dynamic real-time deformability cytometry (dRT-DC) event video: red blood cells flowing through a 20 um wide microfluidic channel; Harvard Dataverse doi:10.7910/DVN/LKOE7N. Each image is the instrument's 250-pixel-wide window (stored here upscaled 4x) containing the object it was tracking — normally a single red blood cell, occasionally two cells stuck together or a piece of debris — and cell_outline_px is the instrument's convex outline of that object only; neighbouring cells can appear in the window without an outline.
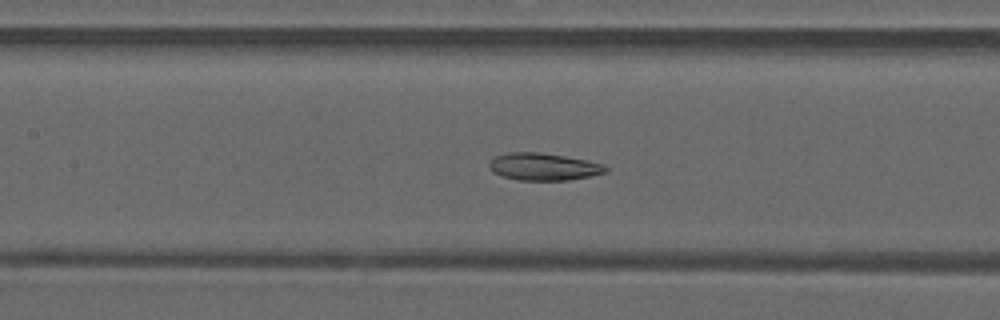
{"species": "common noctule bat (a hibernating species)", "species_latin": "Nyctalus noctula", "temperature_condition": "warm", "stored_images_in_passage": 48, "camera_frame_rate_fps": 3000, "um_per_image_px": 0.085, "animal": {"sex": "male", "forearm_length_mm": 52.5}, "frame": {"image": 1, "passage_image": 22, "time_ms": 7.0, "image_size_px": [1000, 320], "cell_outline_px": [[608, 172], [568, 180], [520, 180], [500, 176], [492, 172], [488, 164], [496, 156], [512, 152], [536, 152], [564, 156], [588, 160], [600, 164], [608, 168]], "centroid_in_image_um": [46.18, 14.17], "position_along_channel_um": 161.2, "area_um2": 18.32}}
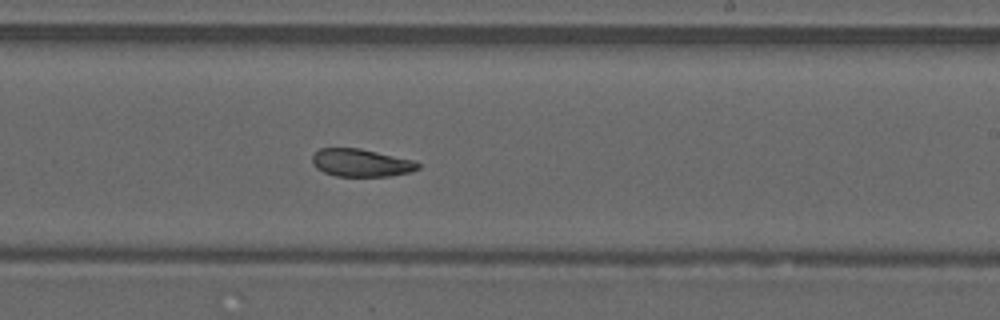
{"frame": {"image": 2, "passage_image": 29, "time_ms": 9.333, "image_size_px": [1000, 320], "cell_outline_px": [[420, 168], [408, 172], [388, 176], [336, 176], [324, 172], [316, 168], [312, 164], [312, 156], [320, 148], [360, 148], [416, 160], [420, 164]], "centroid_in_image_um": [30.7, 13.83], "position_along_channel_um": 258.3, "area_um2": 17.17}}
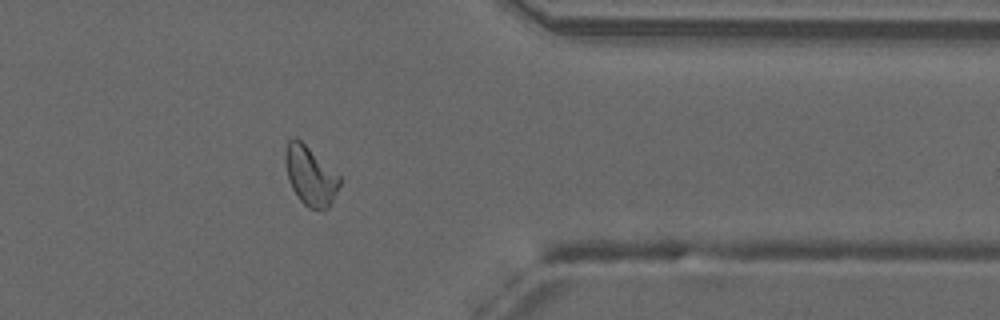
{"frame": {"image": 3, "passage_image": 39, "time_ms": 12.667, "image_size_px": [1000, 320], "cell_outline_px": [[340, 184], [328, 208], [308, 208], [300, 200], [292, 188], [288, 180], [284, 160], [284, 152], [288, 140], [292, 136], [296, 136], [340, 176]], "centroid_in_image_um": [26.33, 14.9], "position_along_channel_um": 385.1, "area_um2": 18.55}, "authors_computed_cell_mechanics": {"area_um2": 19.0451, "velocity_mm_per_s": 4.1875, "shape_relaxation_time_tau1_ms": null, "shape_relaxation_time_tau2_ms": 3.0104, "deformation_change_tau1": null, "deformation_change_tau2": 0.0931}}